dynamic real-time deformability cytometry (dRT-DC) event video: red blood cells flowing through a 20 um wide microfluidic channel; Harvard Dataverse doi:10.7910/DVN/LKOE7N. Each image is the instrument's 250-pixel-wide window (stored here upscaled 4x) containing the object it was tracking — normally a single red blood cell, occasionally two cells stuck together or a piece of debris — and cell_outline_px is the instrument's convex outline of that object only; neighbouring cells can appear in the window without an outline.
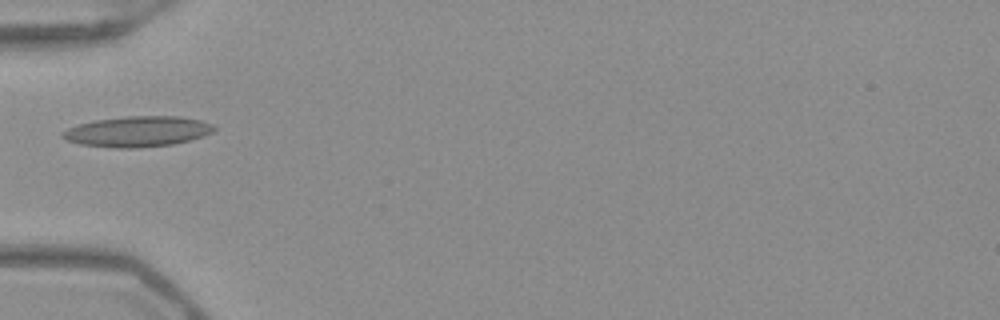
{"species": "Egyptian fruit bat (a non-hibernating species)", "species_latin": "Rousettus aegyptiacus", "temperature_condition": "warm", "stored_images_in_passage": 33, "camera_frame_rate_fps": 3000, "um_per_image_px": 0.085, "frame": {"image": 1, "passage_image": 1, "time_ms": 0.0, "image_size_px": [1000, 320], "cell_outline_px": [[216, 128], [212, 132], [204, 136], [172, 144], [136, 148], [116, 148], [80, 144], [64, 140], [60, 136], [60, 132], [68, 128], [80, 124], [96, 120], [128, 116], [180, 116], [200, 120], [212, 124]], "centroid_in_image_um": [11.66, 11.18], "position_along_channel_um": 73.3, "area_um2": 26.93}}
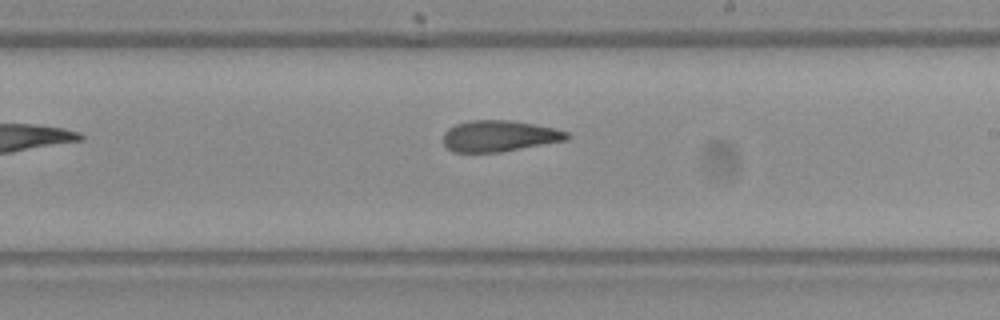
{"frame": {"image": 2, "passage_image": 14, "time_ms": 4.333, "image_size_px": [1000, 320], "cell_outline_px": [[572, 136], [568, 140], [500, 152], [452, 152], [444, 144], [444, 132], [448, 128], [456, 124], [468, 120], [512, 120], [552, 128], [568, 132]], "centroid_in_image_um": [42.44, 11.56], "position_along_channel_um": 246.6, "area_um2": 22.48}}
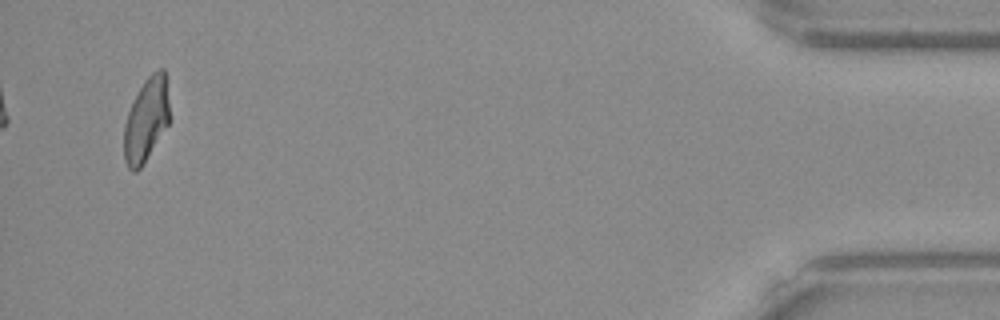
{"frame": {"image": 3, "passage_image": 33, "time_ms": 10.667, "image_size_px": [1000, 320], "cell_outline_px": [[168, 124], [144, 164], [136, 172], [132, 172], [128, 168], [124, 160], [124, 124], [128, 112], [144, 80], [152, 72], [160, 68], [164, 68], [168, 104]], "centroid_in_image_um": [12.4, 10.23], "position_along_channel_um": 422.8, "area_um2": 21.91}, "authors_computed_cell_mechanics": {"area_um2": 23.2356, "velocity_mm_per_s": 3.9776, "shape_relaxation_time_tau1_ms": 10.5912, "shape_relaxation_time_tau2_ms": 2.4109, "deformation_change_tau1": 0.2382, "deformation_change_tau2": 0.1111}}